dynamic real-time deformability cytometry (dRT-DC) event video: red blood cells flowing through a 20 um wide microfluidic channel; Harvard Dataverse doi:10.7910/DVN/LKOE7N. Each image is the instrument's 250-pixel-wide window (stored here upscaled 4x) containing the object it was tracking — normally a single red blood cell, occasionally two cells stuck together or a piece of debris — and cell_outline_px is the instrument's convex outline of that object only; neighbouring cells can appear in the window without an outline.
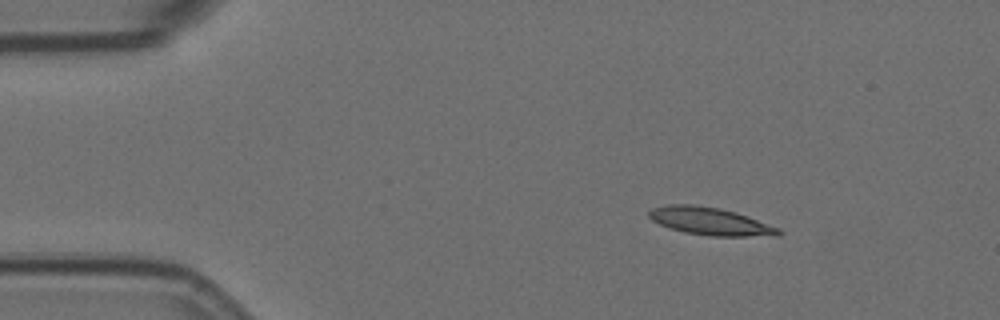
{"species": "Egyptian fruit bat (a non-hibernating species)", "species_latin": "Rousettus aegyptiacus", "temperature_condition": "room temperature", "stored_images_in_passage": 5, "camera_frame_rate_fps": 3000, "um_per_image_px": 0.085, "animal": {"sex": "female"}, "frame": {"image": 1, "passage_image": 2, "time_ms": 0.333, "image_size_px": [1000, 320], "cell_outline_px": [[784, 232], [780, 236], [708, 236], [684, 232], [668, 228], [652, 220], [648, 216], [648, 212], [652, 208], [668, 204], [692, 204], [720, 208], [736, 212], [748, 216], [780, 228]], "centroid_in_image_um": [60.4, 18.81], "position_along_channel_um": 24.6, "area_um2": 21.15}}
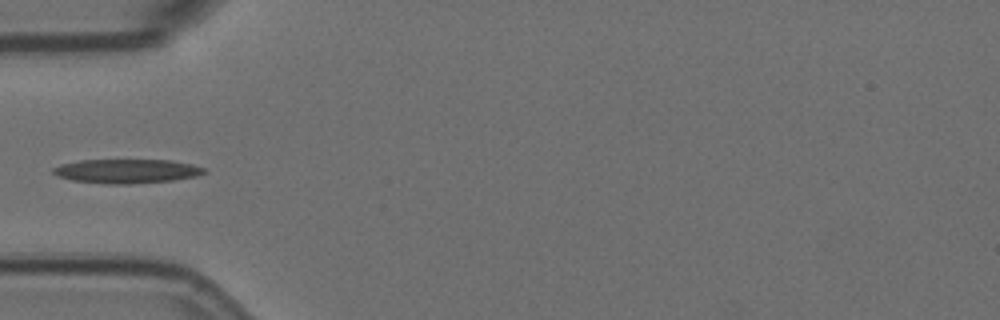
{"frame": {"image": 2, "passage_image": 5, "time_ms": 1.333, "image_size_px": [1000, 320], "cell_outline_px": [[208, 172], [196, 176], [172, 180], [132, 184], [108, 184], [72, 180], [56, 176], [52, 172], [52, 168], [60, 164], [80, 160], [172, 160], [192, 164], [204, 168]], "centroid_in_image_um": [10.75, 14.54], "position_along_channel_um": 74.2, "area_um2": 21.33}}